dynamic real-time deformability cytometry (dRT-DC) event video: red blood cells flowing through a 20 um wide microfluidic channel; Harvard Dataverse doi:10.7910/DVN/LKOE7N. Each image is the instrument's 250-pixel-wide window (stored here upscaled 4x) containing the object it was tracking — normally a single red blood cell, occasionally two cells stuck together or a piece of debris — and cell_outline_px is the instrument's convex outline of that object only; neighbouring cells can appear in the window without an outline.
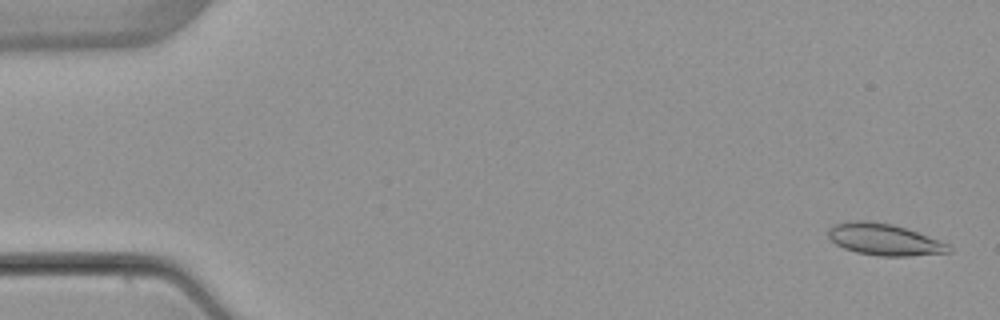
{"species": "common noctule bat (a hibernating species)", "species_latin": "Nyctalus noctula", "temperature_condition": "warm", "stored_images_in_passage": 5, "camera_frame_rate_fps": 3000, "um_per_image_px": 0.085, "animal": {"sex": "female", "body_mass_g": 22.7, "forearm_length_mm": 54.2}, "frame": {"image": 1, "passage_image": 1, "time_ms": 0.0, "image_size_px": [1000, 320], "cell_outline_px": [[952, 252], [908, 256], [880, 256], [856, 252], [844, 248], [836, 244], [828, 236], [828, 228], [832, 224], [856, 220], [868, 220], [892, 224], [916, 232], [948, 244], [952, 248]], "centroid_in_image_um": [75.12, 20.35], "position_along_channel_um": 9.9, "area_um2": 22.08}}
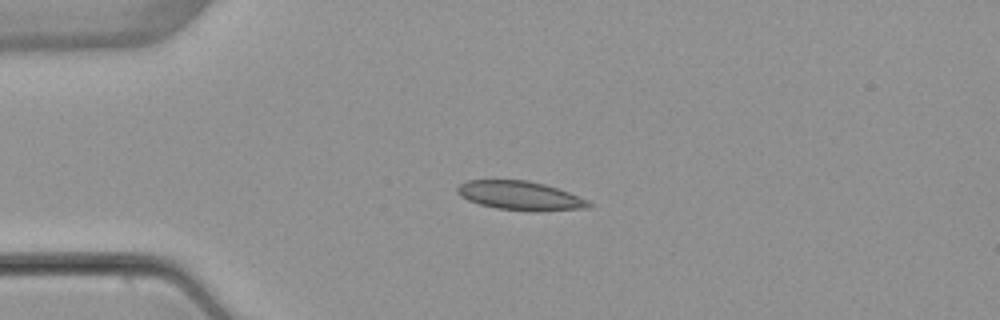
{"frame": {"image": 2, "passage_image": 4, "time_ms": 3.667, "image_size_px": [1000, 320], "cell_outline_px": [[592, 204], [588, 208], [532, 212], [496, 208], [480, 204], [468, 200], [460, 196], [456, 192], [456, 188], [460, 184], [468, 180], [528, 180], [544, 184], [568, 192], [588, 200]], "centroid_in_image_um": [44.2, 16.64], "position_along_channel_um": 40.8, "area_um2": 22.2}}